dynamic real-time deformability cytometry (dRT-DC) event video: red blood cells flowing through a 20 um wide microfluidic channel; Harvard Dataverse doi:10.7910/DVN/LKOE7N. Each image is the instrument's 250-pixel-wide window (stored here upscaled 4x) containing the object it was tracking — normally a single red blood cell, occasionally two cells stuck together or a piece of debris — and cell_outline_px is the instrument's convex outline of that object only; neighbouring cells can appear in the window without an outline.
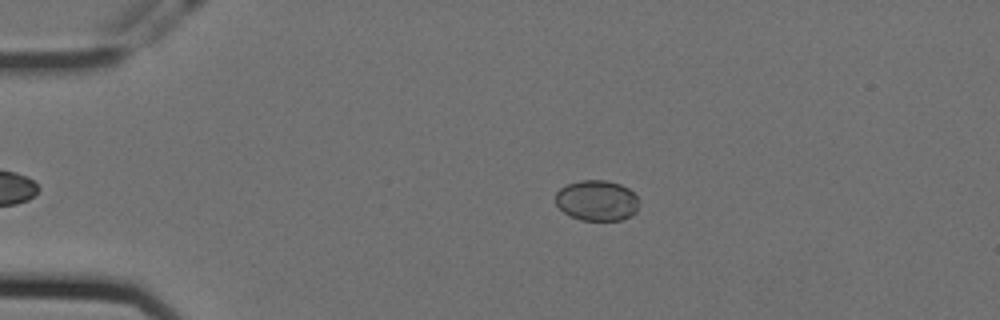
{"species": "Egyptian fruit bat (a non-hibernating species)", "species_latin": "Rousettus aegyptiacus", "temperature_condition": "cold", "stored_images_in_passage": 13, "camera_frame_rate_fps": 3000, "um_per_image_px": 0.085, "animal": {"sex": "female"}, "frame": {"image": 1, "passage_image": 5, "time_ms": 1.333, "image_size_px": [1000, 320], "cell_outline_px": [[640, 204], [636, 212], [620, 220], [580, 220], [564, 212], [556, 204], [556, 192], [560, 188], [568, 184], [580, 180], [604, 180], [620, 184], [628, 188], [636, 196]], "centroid_in_image_um": [50.74, 17.04], "position_along_channel_um": 34.3, "area_um2": 19.65}}
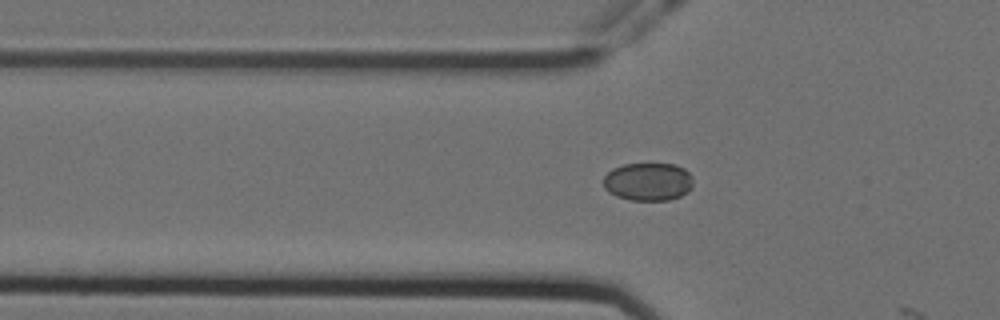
{"frame": {"image": 2, "passage_image": 12, "time_ms": 3.667, "image_size_px": [1000, 320], "cell_outline_px": [[692, 188], [688, 192], [680, 196], [668, 200], [632, 200], [616, 196], [608, 192], [604, 188], [604, 176], [612, 168], [624, 164], [676, 164], [684, 168], [692, 176]], "centroid_in_image_um": [55.09, 15.44], "position_along_channel_um": 70.7, "area_um2": 20.0}}